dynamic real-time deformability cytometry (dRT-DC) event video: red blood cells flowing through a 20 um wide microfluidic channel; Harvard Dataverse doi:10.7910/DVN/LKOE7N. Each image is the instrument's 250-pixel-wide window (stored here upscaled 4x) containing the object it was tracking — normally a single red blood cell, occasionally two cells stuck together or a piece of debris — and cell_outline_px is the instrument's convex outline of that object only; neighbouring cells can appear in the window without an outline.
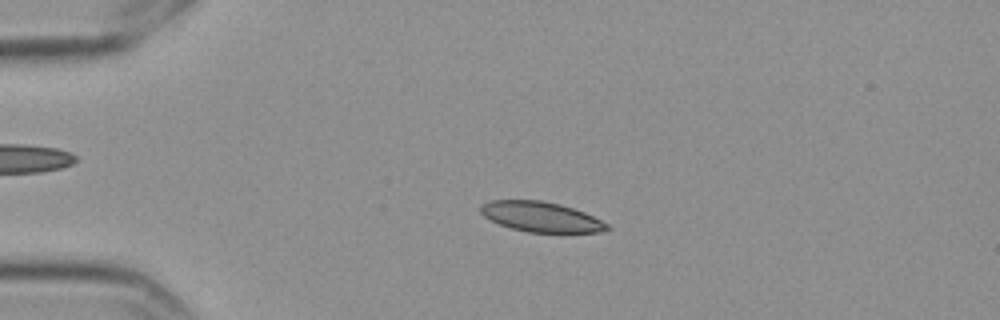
{"species": "Egyptian fruit bat (a non-hibernating species)", "species_latin": "Rousettus aegyptiacus", "temperature_condition": "cold", "stored_images_in_passage": 5, "camera_frame_rate_fps": 3000, "um_per_image_px": 0.085, "frame": {"image": 1, "passage_image": 3, "time_ms": 0.667, "image_size_px": [1000, 320], "cell_outline_px": [[612, 228], [600, 232], [528, 232], [512, 228], [500, 224], [484, 216], [480, 212], [480, 208], [488, 200], [540, 200], [560, 204], [584, 212], [608, 224]], "centroid_in_image_um": [45.99, 18.42], "position_along_channel_um": 39.0, "area_um2": 21.91}}
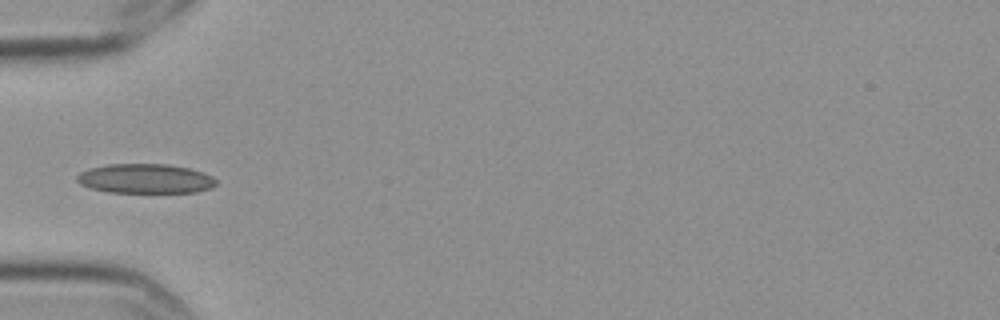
{"frame": {"image": 2, "passage_image": 5, "time_ms": 1.333, "image_size_px": [1000, 320], "cell_outline_px": [[216, 184], [212, 188], [196, 192], [108, 192], [92, 188], [80, 184], [76, 180], [76, 176], [80, 172], [88, 168], [108, 164], [168, 164], [188, 168], [212, 176], [216, 180]], "centroid_in_image_um": [12.33, 15.18], "position_along_channel_um": 72.7, "area_um2": 23.87}}